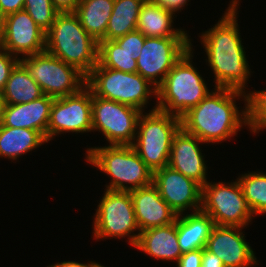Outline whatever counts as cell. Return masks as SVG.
I'll return each mask as SVG.
<instances>
[{
    "mask_svg": "<svg viewBox=\"0 0 266 267\" xmlns=\"http://www.w3.org/2000/svg\"><path fill=\"white\" fill-rule=\"evenodd\" d=\"M45 51L87 76L98 64V42L74 12L59 13L46 32Z\"/></svg>",
    "mask_w": 266,
    "mask_h": 267,
    "instance_id": "3957f363",
    "label": "cell"
},
{
    "mask_svg": "<svg viewBox=\"0 0 266 267\" xmlns=\"http://www.w3.org/2000/svg\"><path fill=\"white\" fill-rule=\"evenodd\" d=\"M2 95L7 105H16L39 99L44 93L30 76L27 68L19 61L12 69Z\"/></svg>",
    "mask_w": 266,
    "mask_h": 267,
    "instance_id": "d4e9b609",
    "label": "cell"
},
{
    "mask_svg": "<svg viewBox=\"0 0 266 267\" xmlns=\"http://www.w3.org/2000/svg\"><path fill=\"white\" fill-rule=\"evenodd\" d=\"M115 0H80L74 12L85 31L97 42L106 40V29Z\"/></svg>",
    "mask_w": 266,
    "mask_h": 267,
    "instance_id": "603a6c76",
    "label": "cell"
},
{
    "mask_svg": "<svg viewBox=\"0 0 266 267\" xmlns=\"http://www.w3.org/2000/svg\"><path fill=\"white\" fill-rule=\"evenodd\" d=\"M92 131V92L85 86L79 92L55 98L47 127V141L64 132Z\"/></svg>",
    "mask_w": 266,
    "mask_h": 267,
    "instance_id": "4fadbf2b",
    "label": "cell"
},
{
    "mask_svg": "<svg viewBox=\"0 0 266 267\" xmlns=\"http://www.w3.org/2000/svg\"><path fill=\"white\" fill-rule=\"evenodd\" d=\"M142 112L92 94V131H101L109 145H133Z\"/></svg>",
    "mask_w": 266,
    "mask_h": 267,
    "instance_id": "8fae6325",
    "label": "cell"
},
{
    "mask_svg": "<svg viewBox=\"0 0 266 267\" xmlns=\"http://www.w3.org/2000/svg\"><path fill=\"white\" fill-rule=\"evenodd\" d=\"M24 10L45 33L55 22L60 13L51 0H25Z\"/></svg>",
    "mask_w": 266,
    "mask_h": 267,
    "instance_id": "f546056e",
    "label": "cell"
},
{
    "mask_svg": "<svg viewBox=\"0 0 266 267\" xmlns=\"http://www.w3.org/2000/svg\"><path fill=\"white\" fill-rule=\"evenodd\" d=\"M4 22H5V16L2 14L0 10V41L2 39V35L4 32Z\"/></svg>",
    "mask_w": 266,
    "mask_h": 267,
    "instance_id": "ab89813d",
    "label": "cell"
},
{
    "mask_svg": "<svg viewBox=\"0 0 266 267\" xmlns=\"http://www.w3.org/2000/svg\"><path fill=\"white\" fill-rule=\"evenodd\" d=\"M153 185L177 216L187 209L201 211L202 186L171 167L154 171Z\"/></svg>",
    "mask_w": 266,
    "mask_h": 267,
    "instance_id": "5bb4252c",
    "label": "cell"
},
{
    "mask_svg": "<svg viewBox=\"0 0 266 267\" xmlns=\"http://www.w3.org/2000/svg\"><path fill=\"white\" fill-rule=\"evenodd\" d=\"M135 248L157 260L178 262L183 253L178 244L176 220L166 226L141 231Z\"/></svg>",
    "mask_w": 266,
    "mask_h": 267,
    "instance_id": "ffe728a7",
    "label": "cell"
},
{
    "mask_svg": "<svg viewBox=\"0 0 266 267\" xmlns=\"http://www.w3.org/2000/svg\"><path fill=\"white\" fill-rule=\"evenodd\" d=\"M104 192L94 214L93 236L97 240L128 236V242L135 247L140 229L136 222L130 191L106 189ZM135 231L138 232L135 234Z\"/></svg>",
    "mask_w": 266,
    "mask_h": 267,
    "instance_id": "ba28073f",
    "label": "cell"
},
{
    "mask_svg": "<svg viewBox=\"0 0 266 267\" xmlns=\"http://www.w3.org/2000/svg\"><path fill=\"white\" fill-rule=\"evenodd\" d=\"M201 267H225L223 261L215 254L202 249Z\"/></svg>",
    "mask_w": 266,
    "mask_h": 267,
    "instance_id": "e575fe53",
    "label": "cell"
},
{
    "mask_svg": "<svg viewBox=\"0 0 266 267\" xmlns=\"http://www.w3.org/2000/svg\"><path fill=\"white\" fill-rule=\"evenodd\" d=\"M140 232L175 222L177 214L153 185L130 191Z\"/></svg>",
    "mask_w": 266,
    "mask_h": 267,
    "instance_id": "ac0fdd59",
    "label": "cell"
},
{
    "mask_svg": "<svg viewBox=\"0 0 266 267\" xmlns=\"http://www.w3.org/2000/svg\"><path fill=\"white\" fill-rule=\"evenodd\" d=\"M253 215L266 214V174L249 172L237 178Z\"/></svg>",
    "mask_w": 266,
    "mask_h": 267,
    "instance_id": "83f0119b",
    "label": "cell"
},
{
    "mask_svg": "<svg viewBox=\"0 0 266 267\" xmlns=\"http://www.w3.org/2000/svg\"><path fill=\"white\" fill-rule=\"evenodd\" d=\"M154 3L159 5L160 7L170 10L173 13L183 10V7L186 5L189 0H152Z\"/></svg>",
    "mask_w": 266,
    "mask_h": 267,
    "instance_id": "d590c367",
    "label": "cell"
},
{
    "mask_svg": "<svg viewBox=\"0 0 266 267\" xmlns=\"http://www.w3.org/2000/svg\"><path fill=\"white\" fill-rule=\"evenodd\" d=\"M86 86L94 96L132 106L141 112L151 95L157 97V88L139 73L122 72L99 64L86 76Z\"/></svg>",
    "mask_w": 266,
    "mask_h": 267,
    "instance_id": "52a82bcc",
    "label": "cell"
},
{
    "mask_svg": "<svg viewBox=\"0 0 266 267\" xmlns=\"http://www.w3.org/2000/svg\"><path fill=\"white\" fill-rule=\"evenodd\" d=\"M193 46L189 38L146 37L137 73L158 88L175 63Z\"/></svg>",
    "mask_w": 266,
    "mask_h": 267,
    "instance_id": "7c38bea8",
    "label": "cell"
},
{
    "mask_svg": "<svg viewBox=\"0 0 266 267\" xmlns=\"http://www.w3.org/2000/svg\"><path fill=\"white\" fill-rule=\"evenodd\" d=\"M182 215L176 218L178 244L182 253L204 249L215 226L214 221L202 211Z\"/></svg>",
    "mask_w": 266,
    "mask_h": 267,
    "instance_id": "7402d4cb",
    "label": "cell"
},
{
    "mask_svg": "<svg viewBox=\"0 0 266 267\" xmlns=\"http://www.w3.org/2000/svg\"><path fill=\"white\" fill-rule=\"evenodd\" d=\"M201 211L209 215L215 225L241 228L248 226L254 216L238 179L231 183L207 182L202 187Z\"/></svg>",
    "mask_w": 266,
    "mask_h": 267,
    "instance_id": "30bf717a",
    "label": "cell"
},
{
    "mask_svg": "<svg viewBox=\"0 0 266 267\" xmlns=\"http://www.w3.org/2000/svg\"><path fill=\"white\" fill-rule=\"evenodd\" d=\"M20 62L41 87L44 95L61 98L86 86V76L47 51L22 57Z\"/></svg>",
    "mask_w": 266,
    "mask_h": 267,
    "instance_id": "9c48e42d",
    "label": "cell"
},
{
    "mask_svg": "<svg viewBox=\"0 0 266 267\" xmlns=\"http://www.w3.org/2000/svg\"><path fill=\"white\" fill-rule=\"evenodd\" d=\"M98 64L109 69L137 73V62L132 52L122 49L114 40L98 42Z\"/></svg>",
    "mask_w": 266,
    "mask_h": 267,
    "instance_id": "4316f807",
    "label": "cell"
},
{
    "mask_svg": "<svg viewBox=\"0 0 266 267\" xmlns=\"http://www.w3.org/2000/svg\"><path fill=\"white\" fill-rule=\"evenodd\" d=\"M5 106H6L5 99L2 95V92H0V124L2 123L3 120Z\"/></svg>",
    "mask_w": 266,
    "mask_h": 267,
    "instance_id": "f35d334b",
    "label": "cell"
},
{
    "mask_svg": "<svg viewBox=\"0 0 266 267\" xmlns=\"http://www.w3.org/2000/svg\"><path fill=\"white\" fill-rule=\"evenodd\" d=\"M202 249L183 253L178 259L177 267H201Z\"/></svg>",
    "mask_w": 266,
    "mask_h": 267,
    "instance_id": "d6a6232c",
    "label": "cell"
},
{
    "mask_svg": "<svg viewBox=\"0 0 266 267\" xmlns=\"http://www.w3.org/2000/svg\"><path fill=\"white\" fill-rule=\"evenodd\" d=\"M241 97H244L245 101V109L242 112L236 105V100ZM180 119L181 128L205 144L222 143L235 136L243 125H248L247 94L228 88H214Z\"/></svg>",
    "mask_w": 266,
    "mask_h": 267,
    "instance_id": "7a4b0ae2",
    "label": "cell"
},
{
    "mask_svg": "<svg viewBox=\"0 0 266 267\" xmlns=\"http://www.w3.org/2000/svg\"><path fill=\"white\" fill-rule=\"evenodd\" d=\"M175 14L160 7L152 0H145L140 8L136 30L140 31L145 37H190L183 29L173 28L172 23Z\"/></svg>",
    "mask_w": 266,
    "mask_h": 267,
    "instance_id": "44dd1931",
    "label": "cell"
},
{
    "mask_svg": "<svg viewBox=\"0 0 266 267\" xmlns=\"http://www.w3.org/2000/svg\"><path fill=\"white\" fill-rule=\"evenodd\" d=\"M25 0H0V10L4 16L24 10Z\"/></svg>",
    "mask_w": 266,
    "mask_h": 267,
    "instance_id": "836d02e7",
    "label": "cell"
},
{
    "mask_svg": "<svg viewBox=\"0 0 266 267\" xmlns=\"http://www.w3.org/2000/svg\"><path fill=\"white\" fill-rule=\"evenodd\" d=\"M97 263L96 262H88V263H78L76 261H63L61 263H56L49 265L47 267H94Z\"/></svg>",
    "mask_w": 266,
    "mask_h": 267,
    "instance_id": "74e56055",
    "label": "cell"
},
{
    "mask_svg": "<svg viewBox=\"0 0 266 267\" xmlns=\"http://www.w3.org/2000/svg\"><path fill=\"white\" fill-rule=\"evenodd\" d=\"M241 229L215 225L206 242L205 249L217 255L225 267H251L259 264Z\"/></svg>",
    "mask_w": 266,
    "mask_h": 267,
    "instance_id": "2e32d148",
    "label": "cell"
},
{
    "mask_svg": "<svg viewBox=\"0 0 266 267\" xmlns=\"http://www.w3.org/2000/svg\"><path fill=\"white\" fill-rule=\"evenodd\" d=\"M48 143L36 130L5 127L0 124V157L17 160L21 155Z\"/></svg>",
    "mask_w": 266,
    "mask_h": 267,
    "instance_id": "cb8c5ba5",
    "label": "cell"
},
{
    "mask_svg": "<svg viewBox=\"0 0 266 267\" xmlns=\"http://www.w3.org/2000/svg\"><path fill=\"white\" fill-rule=\"evenodd\" d=\"M94 267H104L103 265L97 263Z\"/></svg>",
    "mask_w": 266,
    "mask_h": 267,
    "instance_id": "60d3db41",
    "label": "cell"
},
{
    "mask_svg": "<svg viewBox=\"0 0 266 267\" xmlns=\"http://www.w3.org/2000/svg\"><path fill=\"white\" fill-rule=\"evenodd\" d=\"M247 124L254 134L266 129V89L247 91Z\"/></svg>",
    "mask_w": 266,
    "mask_h": 267,
    "instance_id": "f1b7e54d",
    "label": "cell"
},
{
    "mask_svg": "<svg viewBox=\"0 0 266 267\" xmlns=\"http://www.w3.org/2000/svg\"><path fill=\"white\" fill-rule=\"evenodd\" d=\"M239 0H232L220 20L203 32L201 44L205 48L208 66L215 77V88H228L245 92L250 77L246 52L243 47L237 14Z\"/></svg>",
    "mask_w": 266,
    "mask_h": 267,
    "instance_id": "6da1fadb",
    "label": "cell"
},
{
    "mask_svg": "<svg viewBox=\"0 0 266 267\" xmlns=\"http://www.w3.org/2000/svg\"><path fill=\"white\" fill-rule=\"evenodd\" d=\"M53 6L60 12H75L80 0H51Z\"/></svg>",
    "mask_w": 266,
    "mask_h": 267,
    "instance_id": "8d00e7d4",
    "label": "cell"
},
{
    "mask_svg": "<svg viewBox=\"0 0 266 267\" xmlns=\"http://www.w3.org/2000/svg\"><path fill=\"white\" fill-rule=\"evenodd\" d=\"M201 143L204 142L180 128L172 140L168 166L203 187L208 181Z\"/></svg>",
    "mask_w": 266,
    "mask_h": 267,
    "instance_id": "e0dca14e",
    "label": "cell"
},
{
    "mask_svg": "<svg viewBox=\"0 0 266 267\" xmlns=\"http://www.w3.org/2000/svg\"><path fill=\"white\" fill-rule=\"evenodd\" d=\"M20 61V57L8 53L0 47V92L5 88L12 69Z\"/></svg>",
    "mask_w": 266,
    "mask_h": 267,
    "instance_id": "1f68e13d",
    "label": "cell"
},
{
    "mask_svg": "<svg viewBox=\"0 0 266 267\" xmlns=\"http://www.w3.org/2000/svg\"><path fill=\"white\" fill-rule=\"evenodd\" d=\"M86 154L87 162L111 177L105 189L132 191L153 184V171L132 145L91 147Z\"/></svg>",
    "mask_w": 266,
    "mask_h": 267,
    "instance_id": "277c9868",
    "label": "cell"
},
{
    "mask_svg": "<svg viewBox=\"0 0 266 267\" xmlns=\"http://www.w3.org/2000/svg\"><path fill=\"white\" fill-rule=\"evenodd\" d=\"M46 33L42 31L25 10L5 16L0 47L18 57L45 51Z\"/></svg>",
    "mask_w": 266,
    "mask_h": 267,
    "instance_id": "9a60e30c",
    "label": "cell"
},
{
    "mask_svg": "<svg viewBox=\"0 0 266 267\" xmlns=\"http://www.w3.org/2000/svg\"><path fill=\"white\" fill-rule=\"evenodd\" d=\"M54 98L44 95L28 103L5 106L2 125L39 131L47 140V127Z\"/></svg>",
    "mask_w": 266,
    "mask_h": 267,
    "instance_id": "d6986e66",
    "label": "cell"
},
{
    "mask_svg": "<svg viewBox=\"0 0 266 267\" xmlns=\"http://www.w3.org/2000/svg\"><path fill=\"white\" fill-rule=\"evenodd\" d=\"M145 36L138 30L127 33L126 35L114 39V41L121 47L122 49H126L129 52H132L134 59H138L141 50L143 49V45L145 42Z\"/></svg>",
    "mask_w": 266,
    "mask_h": 267,
    "instance_id": "4dcf8cb0",
    "label": "cell"
},
{
    "mask_svg": "<svg viewBox=\"0 0 266 267\" xmlns=\"http://www.w3.org/2000/svg\"><path fill=\"white\" fill-rule=\"evenodd\" d=\"M192 48L175 63L157 88L158 110L181 117L210 93L203 77L192 64Z\"/></svg>",
    "mask_w": 266,
    "mask_h": 267,
    "instance_id": "5b68a950",
    "label": "cell"
},
{
    "mask_svg": "<svg viewBox=\"0 0 266 267\" xmlns=\"http://www.w3.org/2000/svg\"><path fill=\"white\" fill-rule=\"evenodd\" d=\"M180 128V117L158 110L156 105L149 113L140 114L132 146L153 172L168 166L172 140Z\"/></svg>",
    "mask_w": 266,
    "mask_h": 267,
    "instance_id": "8992f818",
    "label": "cell"
},
{
    "mask_svg": "<svg viewBox=\"0 0 266 267\" xmlns=\"http://www.w3.org/2000/svg\"><path fill=\"white\" fill-rule=\"evenodd\" d=\"M145 0H115L106 29V40H114L137 28L140 8Z\"/></svg>",
    "mask_w": 266,
    "mask_h": 267,
    "instance_id": "484cf974",
    "label": "cell"
}]
</instances>
